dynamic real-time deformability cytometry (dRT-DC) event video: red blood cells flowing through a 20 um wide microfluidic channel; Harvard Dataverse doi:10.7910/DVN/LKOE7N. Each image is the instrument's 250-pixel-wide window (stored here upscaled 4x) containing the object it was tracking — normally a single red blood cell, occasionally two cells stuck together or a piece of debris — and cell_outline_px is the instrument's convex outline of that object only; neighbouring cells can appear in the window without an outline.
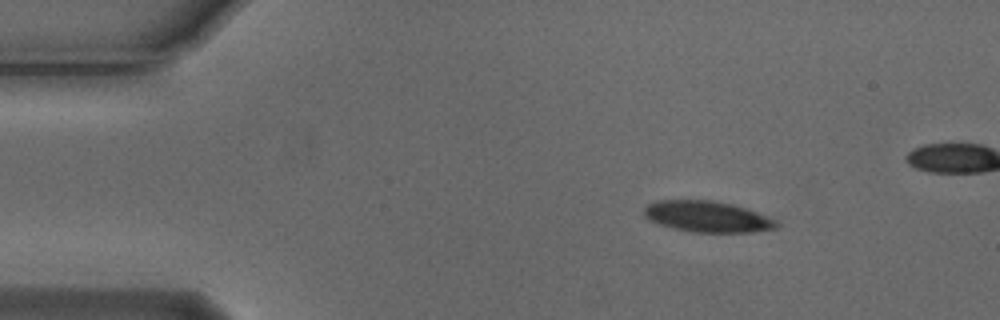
{"species": "Egyptian fruit bat (a non-hibernating species)", "species_latin": "Rousettus aegyptiacus", "temperature_condition": "cold", "stored_images_in_passage": 43, "camera_frame_rate_fps": 3000, "um_per_image_px": 0.085, "animal": {"sex": "male"}, "frame": {"image": 1, "passage_image": 1, "time_ms": 0.0, "image_size_px": [1000, 320], "cell_outline_px": [[780, 224], [776, 228], [752, 232], [692, 232], [672, 228], [648, 220], [644, 216], [644, 208], [648, 204], [656, 200], [716, 200], [732, 204], [756, 212], [776, 220]], "centroid_in_image_um": [60.09, 18.41], "position_along_channel_um": 24.9, "area_um2": 23.99}}
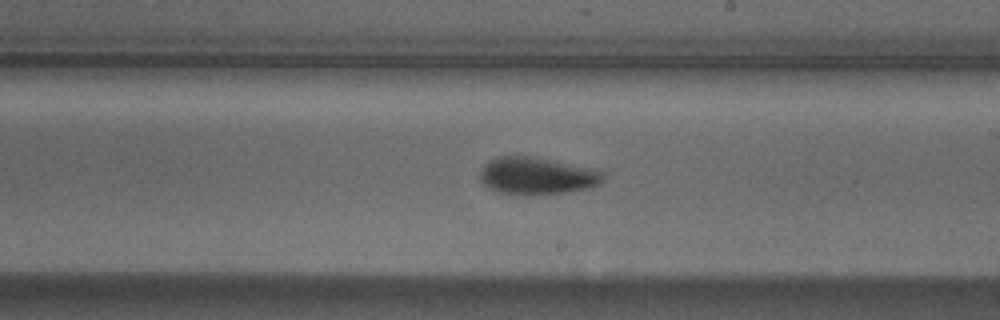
{"frame": {"image": 2, "passage_image": 24, "time_ms": 7.667, "image_size_px": [1000, 320], "cell_outline_px": [[604, 180], [600, 184], [592, 188], [564, 192], [528, 196], [500, 192], [488, 188], [480, 180], [480, 172], [484, 164], [488, 160], [496, 156], [528, 156], [596, 168], [604, 172]], "centroid_in_image_um": [45.66, 14.95], "position_along_channel_um": 243.3, "area_um2": 27.11}}
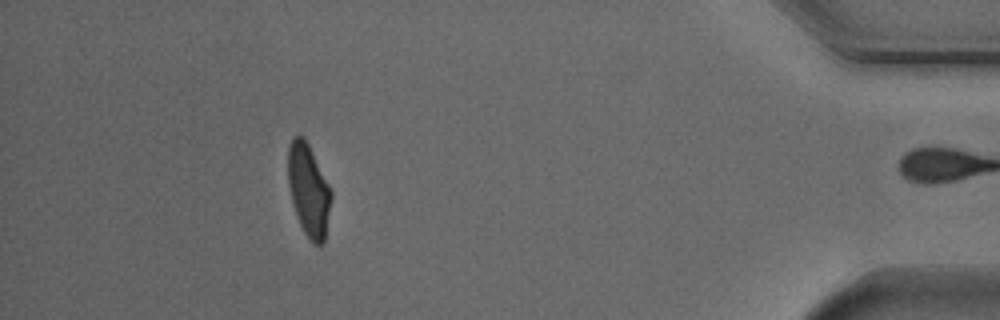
{"frame": {"image": 3, "passage_image": 42, "time_ms": 13.667, "image_size_px": [1000, 320], "cell_outline_px": [[332, 196], [324, 244], [312, 244], [304, 232], [296, 216], [292, 204], [288, 184], [288, 148], [292, 136], [304, 136], [332, 192]], "centroid_in_image_um": [26.22, 16.19], "position_along_channel_um": 409.0, "area_um2": 23.18}, "authors_computed_cell_mechanics": {"area_um2": 25.2008, "velocity_mm_per_s": 3.7374, "shape_relaxation_time_tau1_ms": 2.7685, "shape_relaxation_time_tau2_ms": 5.5694, "deformation_change_tau1": 0.1307, "deformation_change_tau2": 0.0773}}